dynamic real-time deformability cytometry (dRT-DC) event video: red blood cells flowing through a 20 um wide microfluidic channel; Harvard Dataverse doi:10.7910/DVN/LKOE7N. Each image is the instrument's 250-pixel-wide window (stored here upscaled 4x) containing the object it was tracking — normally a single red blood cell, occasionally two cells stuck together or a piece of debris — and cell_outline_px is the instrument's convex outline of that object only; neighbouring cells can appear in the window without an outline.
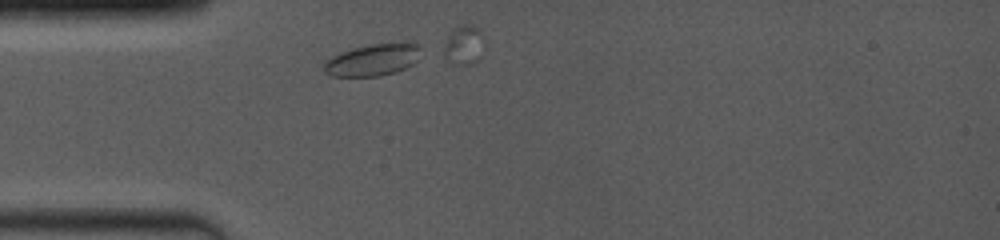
{"species": "common noctule bat (a hibernating species)", "species_latin": "Nyctalus noctula", "temperature_condition": "room temperature", "stored_images_in_passage": 1, "camera_frame_rate_fps": 4000, "um_per_image_px": 0.085, "animal": {"sex": "female", "body_mass_g": 19.0, "forearm_length_mm": 53.3}, "frame": {"image": 1, "passage_image": 1, "time_ms": 0.0, "image_size_px": [1000, 240], "cell_outline_px": [[420, 60], [396, 72], [380, 76], [332, 76], [324, 72], [324, 60], [340, 52], [352, 48], [368, 44], [420, 44]], "centroid_in_image_um": [31.66, 5.1], "position_along_channel_um": 53.3, "area_um2": 17.98}}